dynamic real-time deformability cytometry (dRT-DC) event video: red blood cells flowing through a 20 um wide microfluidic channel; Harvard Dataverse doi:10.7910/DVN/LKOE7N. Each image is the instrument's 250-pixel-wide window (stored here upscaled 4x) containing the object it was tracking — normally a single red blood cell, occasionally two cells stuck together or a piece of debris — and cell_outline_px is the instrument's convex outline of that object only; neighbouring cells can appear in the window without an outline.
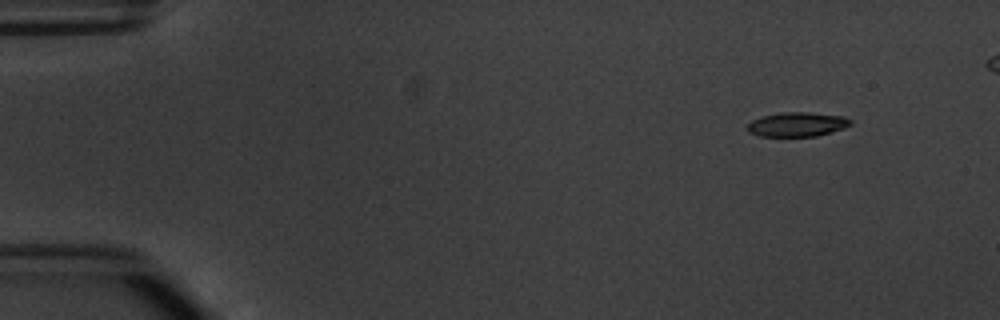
{"species": "common noctule bat (a hibernating species)", "species_latin": "Nyctalus noctula", "temperature_condition": "warm", "stored_images_in_passage": 5, "camera_frame_rate_fps": 3000, "um_per_image_px": 0.085, "animal": {"sex": "male", "body_mass_g": 20.1, "forearm_length_mm": 53.5}, "frame": {"image": 1, "passage_image": 1, "time_ms": 0.0, "image_size_px": [1000, 320], "cell_outline_px": [[852, 124], [844, 128], [816, 136], [760, 136], [748, 132], [748, 124], [752, 120], [764, 116], [780, 112], [808, 112], [844, 116], [852, 120]], "centroid_in_image_um": [67.78, 10.57], "position_along_channel_um": 17.2, "area_um2": 14.57}}